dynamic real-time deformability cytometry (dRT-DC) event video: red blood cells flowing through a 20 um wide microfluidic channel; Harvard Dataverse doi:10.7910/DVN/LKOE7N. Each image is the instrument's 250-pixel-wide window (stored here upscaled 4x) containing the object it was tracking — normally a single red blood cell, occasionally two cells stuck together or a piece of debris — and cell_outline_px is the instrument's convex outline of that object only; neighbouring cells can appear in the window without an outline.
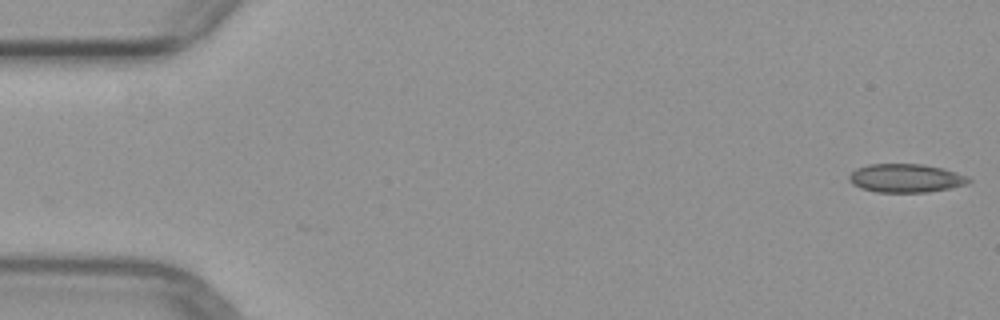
{"species": "common noctule bat (a hibernating species)", "species_latin": "Nyctalus noctula", "temperature_condition": "warm", "stored_images_in_passage": 4, "camera_frame_rate_fps": 3000, "um_per_image_px": 0.085, "animal": {"sex": "female", "body_mass_g": 29.2, "forearm_length_mm": 56.3}, "frame": {"image": 1, "passage_image": 1, "time_ms": 0.0, "image_size_px": [1000, 320], "cell_outline_px": [[972, 180], [968, 184], [952, 188], [928, 192], [876, 192], [860, 188], [852, 184], [848, 180], [848, 176], [856, 168], [868, 164], [924, 164], [956, 172], [968, 176]], "centroid_in_image_um": [76.99, 15.15], "position_along_channel_um": 8.0, "area_um2": 20.06}}
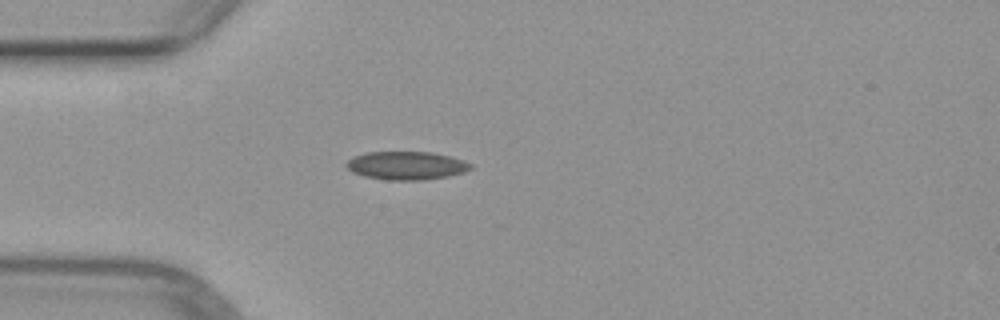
{"frame": {"image": 2, "passage_image": 4, "time_ms": 4.333, "image_size_px": [1000, 320], "cell_outline_px": [[472, 168], [464, 172], [448, 176], [424, 180], [388, 180], [364, 176], [352, 172], [344, 164], [352, 156], [368, 152], [432, 152], [464, 160], [472, 164]], "centroid_in_image_um": [34.53, 14.07], "position_along_channel_um": 50.5, "area_um2": 20.52}}